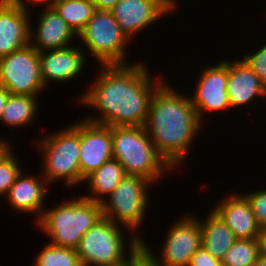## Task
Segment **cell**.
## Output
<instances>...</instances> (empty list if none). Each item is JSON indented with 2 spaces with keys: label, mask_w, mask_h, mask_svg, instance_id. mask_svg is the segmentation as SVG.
<instances>
[{
  "label": "cell",
  "mask_w": 266,
  "mask_h": 266,
  "mask_svg": "<svg viewBox=\"0 0 266 266\" xmlns=\"http://www.w3.org/2000/svg\"><path fill=\"white\" fill-rule=\"evenodd\" d=\"M38 15L37 30L33 31L30 23L29 44L31 46L38 52L72 46L71 43L77 35L52 7H45Z\"/></svg>",
  "instance_id": "2e32d148"
},
{
  "label": "cell",
  "mask_w": 266,
  "mask_h": 266,
  "mask_svg": "<svg viewBox=\"0 0 266 266\" xmlns=\"http://www.w3.org/2000/svg\"><path fill=\"white\" fill-rule=\"evenodd\" d=\"M34 260V266H82L76 249L48 243Z\"/></svg>",
  "instance_id": "cb8c5ba5"
},
{
  "label": "cell",
  "mask_w": 266,
  "mask_h": 266,
  "mask_svg": "<svg viewBox=\"0 0 266 266\" xmlns=\"http://www.w3.org/2000/svg\"><path fill=\"white\" fill-rule=\"evenodd\" d=\"M77 37L100 65L125 64L129 39L111 11L97 10ZM126 61V62H125Z\"/></svg>",
  "instance_id": "ba28073f"
},
{
  "label": "cell",
  "mask_w": 266,
  "mask_h": 266,
  "mask_svg": "<svg viewBox=\"0 0 266 266\" xmlns=\"http://www.w3.org/2000/svg\"><path fill=\"white\" fill-rule=\"evenodd\" d=\"M202 230V247L213 257L222 261L227 251L237 240L231 229L211 209L206 220L200 221Z\"/></svg>",
  "instance_id": "ffe728a7"
},
{
  "label": "cell",
  "mask_w": 266,
  "mask_h": 266,
  "mask_svg": "<svg viewBox=\"0 0 266 266\" xmlns=\"http://www.w3.org/2000/svg\"><path fill=\"white\" fill-rule=\"evenodd\" d=\"M116 266H153L150 258L145 253L142 246L136 250L128 260Z\"/></svg>",
  "instance_id": "f546056e"
},
{
  "label": "cell",
  "mask_w": 266,
  "mask_h": 266,
  "mask_svg": "<svg viewBox=\"0 0 266 266\" xmlns=\"http://www.w3.org/2000/svg\"><path fill=\"white\" fill-rule=\"evenodd\" d=\"M97 10L111 11L119 0H91Z\"/></svg>",
  "instance_id": "1f68e13d"
},
{
  "label": "cell",
  "mask_w": 266,
  "mask_h": 266,
  "mask_svg": "<svg viewBox=\"0 0 266 266\" xmlns=\"http://www.w3.org/2000/svg\"><path fill=\"white\" fill-rule=\"evenodd\" d=\"M149 184L151 181L144 177L126 175L108 195V201L104 199L101 202L103 217L123 225L129 230L130 236H136L141 241L143 239L137 234V229L142 226L148 206Z\"/></svg>",
  "instance_id": "52a82bcc"
},
{
  "label": "cell",
  "mask_w": 266,
  "mask_h": 266,
  "mask_svg": "<svg viewBox=\"0 0 266 266\" xmlns=\"http://www.w3.org/2000/svg\"><path fill=\"white\" fill-rule=\"evenodd\" d=\"M52 8L78 35L96 11L91 0H56Z\"/></svg>",
  "instance_id": "603a6c76"
},
{
  "label": "cell",
  "mask_w": 266,
  "mask_h": 266,
  "mask_svg": "<svg viewBox=\"0 0 266 266\" xmlns=\"http://www.w3.org/2000/svg\"><path fill=\"white\" fill-rule=\"evenodd\" d=\"M227 93L233 109L242 105L249 106L259 95L266 97V86L242 59L234 63L228 61Z\"/></svg>",
  "instance_id": "d6986e66"
},
{
  "label": "cell",
  "mask_w": 266,
  "mask_h": 266,
  "mask_svg": "<svg viewBox=\"0 0 266 266\" xmlns=\"http://www.w3.org/2000/svg\"><path fill=\"white\" fill-rule=\"evenodd\" d=\"M4 140V141H3ZM10 146V142L0 138V155Z\"/></svg>",
  "instance_id": "e575fe53"
},
{
  "label": "cell",
  "mask_w": 266,
  "mask_h": 266,
  "mask_svg": "<svg viewBox=\"0 0 266 266\" xmlns=\"http://www.w3.org/2000/svg\"><path fill=\"white\" fill-rule=\"evenodd\" d=\"M9 95V91L4 86L0 85V118L2 116L3 109L6 105Z\"/></svg>",
  "instance_id": "836d02e7"
},
{
  "label": "cell",
  "mask_w": 266,
  "mask_h": 266,
  "mask_svg": "<svg viewBox=\"0 0 266 266\" xmlns=\"http://www.w3.org/2000/svg\"><path fill=\"white\" fill-rule=\"evenodd\" d=\"M125 176L126 173L122 164L112 158L84 179L91 190V195L83 197L101 203L106 198L105 196L110 195Z\"/></svg>",
  "instance_id": "44dd1931"
},
{
  "label": "cell",
  "mask_w": 266,
  "mask_h": 266,
  "mask_svg": "<svg viewBox=\"0 0 266 266\" xmlns=\"http://www.w3.org/2000/svg\"><path fill=\"white\" fill-rule=\"evenodd\" d=\"M14 1H16L17 3H19L21 6H23L24 8H26V9H28L29 10V8L27 7L28 5H27V2H32L33 4H35L36 5V3H39V4H45V3H47V4H45L46 6H44V7H52L53 5H54V3L56 2V0H26V2L24 1V0H14Z\"/></svg>",
  "instance_id": "d6a6232c"
},
{
  "label": "cell",
  "mask_w": 266,
  "mask_h": 266,
  "mask_svg": "<svg viewBox=\"0 0 266 266\" xmlns=\"http://www.w3.org/2000/svg\"><path fill=\"white\" fill-rule=\"evenodd\" d=\"M214 266H225L221 261L220 262H218L216 265H214Z\"/></svg>",
  "instance_id": "8d00e7d4"
},
{
  "label": "cell",
  "mask_w": 266,
  "mask_h": 266,
  "mask_svg": "<svg viewBox=\"0 0 266 266\" xmlns=\"http://www.w3.org/2000/svg\"><path fill=\"white\" fill-rule=\"evenodd\" d=\"M71 125V126H70ZM69 127L52 132L41 138L38 149L43 155V176L49 185L64 179L65 186L72 187L81 183L80 171V122H73Z\"/></svg>",
  "instance_id": "5b68a950"
},
{
  "label": "cell",
  "mask_w": 266,
  "mask_h": 266,
  "mask_svg": "<svg viewBox=\"0 0 266 266\" xmlns=\"http://www.w3.org/2000/svg\"><path fill=\"white\" fill-rule=\"evenodd\" d=\"M80 121L81 182L113 158L111 127L83 119Z\"/></svg>",
  "instance_id": "4fadbf2b"
},
{
  "label": "cell",
  "mask_w": 266,
  "mask_h": 266,
  "mask_svg": "<svg viewBox=\"0 0 266 266\" xmlns=\"http://www.w3.org/2000/svg\"><path fill=\"white\" fill-rule=\"evenodd\" d=\"M218 262V259L213 257L202 246L192 255L188 266H214Z\"/></svg>",
  "instance_id": "f1b7e54d"
},
{
  "label": "cell",
  "mask_w": 266,
  "mask_h": 266,
  "mask_svg": "<svg viewBox=\"0 0 266 266\" xmlns=\"http://www.w3.org/2000/svg\"><path fill=\"white\" fill-rule=\"evenodd\" d=\"M266 86V43L253 54L249 53L242 59Z\"/></svg>",
  "instance_id": "4316f807"
},
{
  "label": "cell",
  "mask_w": 266,
  "mask_h": 266,
  "mask_svg": "<svg viewBox=\"0 0 266 266\" xmlns=\"http://www.w3.org/2000/svg\"><path fill=\"white\" fill-rule=\"evenodd\" d=\"M258 257L256 239H237L221 262L225 266H252Z\"/></svg>",
  "instance_id": "d4e9b609"
},
{
  "label": "cell",
  "mask_w": 266,
  "mask_h": 266,
  "mask_svg": "<svg viewBox=\"0 0 266 266\" xmlns=\"http://www.w3.org/2000/svg\"><path fill=\"white\" fill-rule=\"evenodd\" d=\"M11 145L0 155V196H7L10 187L22 172Z\"/></svg>",
  "instance_id": "484cf974"
},
{
  "label": "cell",
  "mask_w": 266,
  "mask_h": 266,
  "mask_svg": "<svg viewBox=\"0 0 266 266\" xmlns=\"http://www.w3.org/2000/svg\"><path fill=\"white\" fill-rule=\"evenodd\" d=\"M0 85L12 95L38 96L46 87L39 52L30 44L0 58Z\"/></svg>",
  "instance_id": "30bf717a"
},
{
  "label": "cell",
  "mask_w": 266,
  "mask_h": 266,
  "mask_svg": "<svg viewBox=\"0 0 266 266\" xmlns=\"http://www.w3.org/2000/svg\"><path fill=\"white\" fill-rule=\"evenodd\" d=\"M218 201L213 211L225 222L236 239H256L261 226L257 223L247 198L241 193H231Z\"/></svg>",
  "instance_id": "e0dca14e"
},
{
  "label": "cell",
  "mask_w": 266,
  "mask_h": 266,
  "mask_svg": "<svg viewBox=\"0 0 266 266\" xmlns=\"http://www.w3.org/2000/svg\"><path fill=\"white\" fill-rule=\"evenodd\" d=\"M252 266H266V259L259 256Z\"/></svg>",
  "instance_id": "d590c367"
},
{
  "label": "cell",
  "mask_w": 266,
  "mask_h": 266,
  "mask_svg": "<svg viewBox=\"0 0 266 266\" xmlns=\"http://www.w3.org/2000/svg\"><path fill=\"white\" fill-rule=\"evenodd\" d=\"M29 13L14 0H0V58L29 44Z\"/></svg>",
  "instance_id": "5bb4252c"
},
{
  "label": "cell",
  "mask_w": 266,
  "mask_h": 266,
  "mask_svg": "<svg viewBox=\"0 0 266 266\" xmlns=\"http://www.w3.org/2000/svg\"><path fill=\"white\" fill-rule=\"evenodd\" d=\"M100 66L93 85L80 97L82 104L95 107L100 114L85 120L110 127L144 126L152 96L164 82L162 77L153 81L142 62Z\"/></svg>",
  "instance_id": "6da1fadb"
},
{
  "label": "cell",
  "mask_w": 266,
  "mask_h": 266,
  "mask_svg": "<svg viewBox=\"0 0 266 266\" xmlns=\"http://www.w3.org/2000/svg\"><path fill=\"white\" fill-rule=\"evenodd\" d=\"M197 218L188 214L172 224L160 248L162 249L160 257L152 252V248L146 245L147 242L141 241V246L153 266L189 265L192 255L202 246V230L200 220Z\"/></svg>",
  "instance_id": "9c48e42d"
},
{
  "label": "cell",
  "mask_w": 266,
  "mask_h": 266,
  "mask_svg": "<svg viewBox=\"0 0 266 266\" xmlns=\"http://www.w3.org/2000/svg\"><path fill=\"white\" fill-rule=\"evenodd\" d=\"M63 203L44 210L36 222L51 238L50 244L76 249L84 234L103 218L102 205L83 196Z\"/></svg>",
  "instance_id": "3957f363"
},
{
  "label": "cell",
  "mask_w": 266,
  "mask_h": 266,
  "mask_svg": "<svg viewBox=\"0 0 266 266\" xmlns=\"http://www.w3.org/2000/svg\"><path fill=\"white\" fill-rule=\"evenodd\" d=\"M113 159L119 161L126 175L141 176L152 183L172 169L158 155L144 126L111 127Z\"/></svg>",
  "instance_id": "277c9868"
},
{
  "label": "cell",
  "mask_w": 266,
  "mask_h": 266,
  "mask_svg": "<svg viewBox=\"0 0 266 266\" xmlns=\"http://www.w3.org/2000/svg\"><path fill=\"white\" fill-rule=\"evenodd\" d=\"M25 176L21 172L16 178L15 183L9 189L6 200L12 206L14 212L17 211V213L21 212L26 214L36 213L37 220H39L45 210L43 208L46 202L44 198L47 197L45 195L49 183L43 176L41 178L33 174H25Z\"/></svg>",
  "instance_id": "ac0fdd59"
},
{
  "label": "cell",
  "mask_w": 266,
  "mask_h": 266,
  "mask_svg": "<svg viewBox=\"0 0 266 266\" xmlns=\"http://www.w3.org/2000/svg\"><path fill=\"white\" fill-rule=\"evenodd\" d=\"M258 243V254L266 259V227H262L260 233L256 237Z\"/></svg>",
  "instance_id": "4dcf8cb0"
},
{
  "label": "cell",
  "mask_w": 266,
  "mask_h": 266,
  "mask_svg": "<svg viewBox=\"0 0 266 266\" xmlns=\"http://www.w3.org/2000/svg\"><path fill=\"white\" fill-rule=\"evenodd\" d=\"M175 0H119L111 10L122 32L130 40L146 26L176 10ZM143 29V30H142Z\"/></svg>",
  "instance_id": "8fae6325"
},
{
  "label": "cell",
  "mask_w": 266,
  "mask_h": 266,
  "mask_svg": "<svg viewBox=\"0 0 266 266\" xmlns=\"http://www.w3.org/2000/svg\"><path fill=\"white\" fill-rule=\"evenodd\" d=\"M243 195L247 198L257 223L261 228L266 227V190H257Z\"/></svg>",
  "instance_id": "83f0119b"
},
{
  "label": "cell",
  "mask_w": 266,
  "mask_h": 266,
  "mask_svg": "<svg viewBox=\"0 0 266 266\" xmlns=\"http://www.w3.org/2000/svg\"><path fill=\"white\" fill-rule=\"evenodd\" d=\"M202 125L190 96L176 92L165 81L155 90L144 127L172 170L181 165Z\"/></svg>",
  "instance_id": "7a4b0ae2"
},
{
  "label": "cell",
  "mask_w": 266,
  "mask_h": 266,
  "mask_svg": "<svg viewBox=\"0 0 266 266\" xmlns=\"http://www.w3.org/2000/svg\"><path fill=\"white\" fill-rule=\"evenodd\" d=\"M124 237L125 232L122 233L119 224L103 217L84 234L76 248L82 266H116L124 263L141 247L138 237L129 236V255L126 257Z\"/></svg>",
  "instance_id": "8992f818"
},
{
  "label": "cell",
  "mask_w": 266,
  "mask_h": 266,
  "mask_svg": "<svg viewBox=\"0 0 266 266\" xmlns=\"http://www.w3.org/2000/svg\"><path fill=\"white\" fill-rule=\"evenodd\" d=\"M195 92L191 96L192 104L199 120L203 123V114L212 111L229 110L230 103L227 93L228 61L222 60L216 66H209L200 71ZM205 112V113H204Z\"/></svg>",
  "instance_id": "7c38bea8"
},
{
  "label": "cell",
  "mask_w": 266,
  "mask_h": 266,
  "mask_svg": "<svg viewBox=\"0 0 266 266\" xmlns=\"http://www.w3.org/2000/svg\"><path fill=\"white\" fill-rule=\"evenodd\" d=\"M80 47L69 46L63 49L46 50L39 52L41 78L44 86L50 80L65 82L75 79L84 70L85 56Z\"/></svg>",
  "instance_id": "9a60e30c"
},
{
  "label": "cell",
  "mask_w": 266,
  "mask_h": 266,
  "mask_svg": "<svg viewBox=\"0 0 266 266\" xmlns=\"http://www.w3.org/2000/svg\"><path fill=\"white\" fill-rule=\"evenodd\" d=\"M39 96L10 94L3 109L0 121L9 127L32 125L38 110Z\"/></svg>",
  "instance_id": "7402d4cb"
}]
</instances>
